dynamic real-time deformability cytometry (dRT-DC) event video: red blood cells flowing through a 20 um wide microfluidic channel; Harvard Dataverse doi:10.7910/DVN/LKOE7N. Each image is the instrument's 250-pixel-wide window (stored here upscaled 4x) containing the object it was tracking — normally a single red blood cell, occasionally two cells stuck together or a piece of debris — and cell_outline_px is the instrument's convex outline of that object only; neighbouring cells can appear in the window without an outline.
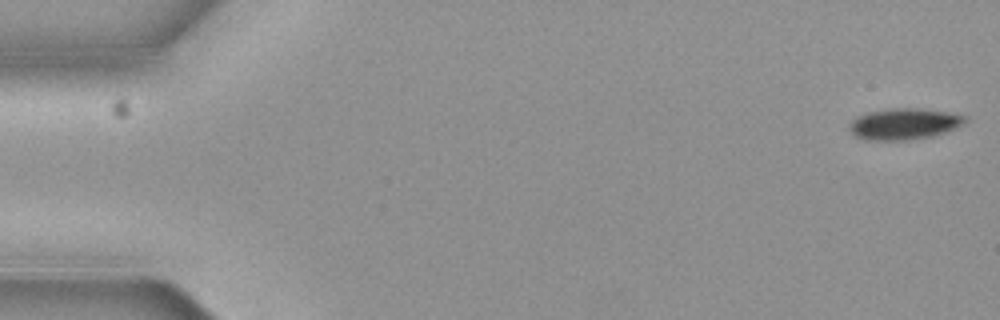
{"species": "common noctule bat (a hibernating species)", "species_latin": "Nyctalus noctula", "temperature_condition": "cold", "stored_images_in_passage": 6, "camera_frame_rate_fps": 3000, "um_per_image_px": 0.085, "animal": {"sex": "female", "body_mass_g": 19.3, "forearm_length_mm": 54.1}, "frame": {"image": 1, "passage_image": 1, "time_ms": 0.0, "image_size_px": [1000, 320], "cell_outline_px": [[964, 120], [960, 124], [944, 132], [932, 136], [904, 140], [868, 140], [856, 136], [848, 128], [852, 120], [856, 116], [868, 112], [888, 108], [920, 108], [944, 112], [964, 116]], "centroid_in_image_um": [76.74, 10.52], "position_along_channel_um": 8.3, "area_um2": 20.58}}
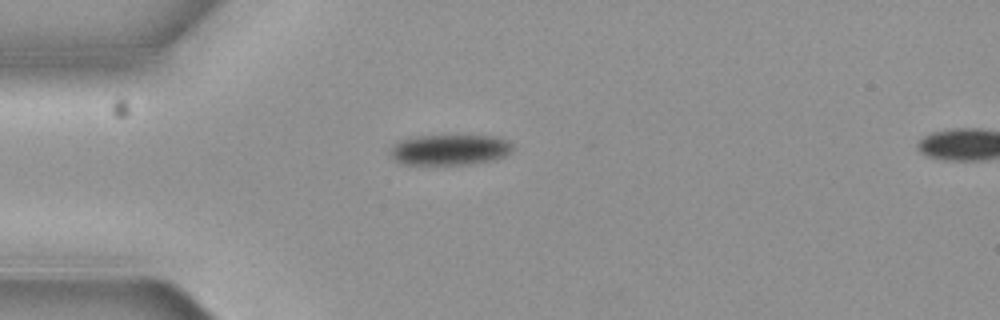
{"frame": {"image": 2, "passage_image": 5, "time_ms": 1.333, "image_size_px": [1000, 320], "cell_outline_px": [[512, 148], [504, 156], [492, 160], [468, 164], [404, 164], [396, 160], [392, 156], [392, 148], [396, 144], [404, 140], [420, 136], [492, 136], [504, 140], [512, 144]], "centroid_in_image_um": [38.25, 12.74], "position_along_channel_um": 46.7, "area_um2": 21.04}}